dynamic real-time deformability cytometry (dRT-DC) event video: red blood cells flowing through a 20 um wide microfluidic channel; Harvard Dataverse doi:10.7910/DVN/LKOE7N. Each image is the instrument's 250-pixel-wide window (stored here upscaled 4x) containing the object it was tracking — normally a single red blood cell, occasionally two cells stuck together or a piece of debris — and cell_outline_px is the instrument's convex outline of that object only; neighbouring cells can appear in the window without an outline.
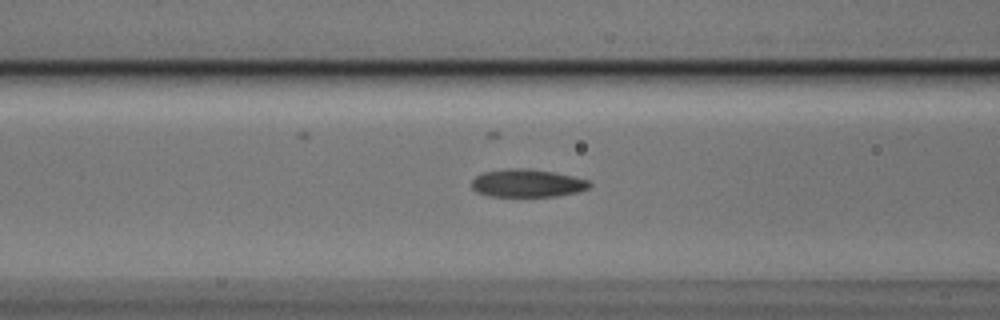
{"species": "Egyptian fruit bat (a non-hibernating species)", "species_latin": "Rousettus aegyptiacus", "temperature_condition": "cold", "stored_images_in_passage": 38, "camera_frame_rate_fps": 3000, "um_per_image_px": 0.085, "animal": {"sex": "male"}, "frame": {"image": 1, "passage_image": 6, "time_ms": 1.667, "image_size_px": [1000, 320], "cell_outline_px": [[592, 184], [588, 188], [576, 192], [556, 196], [492, 196], [476, 192], [472, 188], [472, 180], [476, 176], [484, 172], [508, 168], [528, 168], [552, 172], [572, 176], [588, 180]], "centroid_in_image_um": [44.8, 15.56], "position_along_channel_um": 121.8, "area_um2": 19.02}}
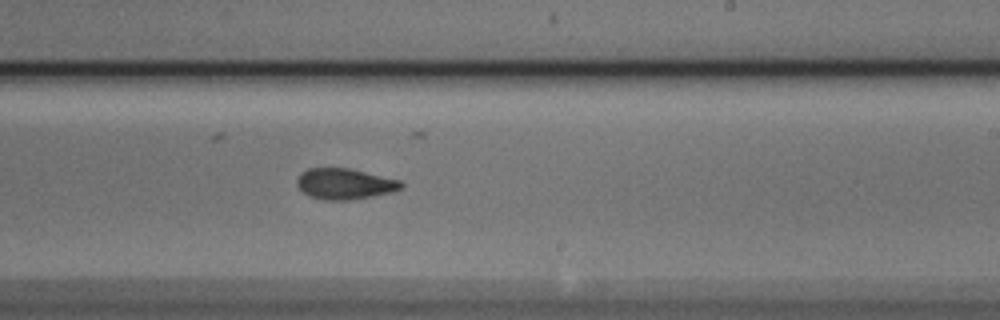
{"frame": {"image": 2, "passage_image": 17, "time_ms": 5.333, "image_size_px": [1000, 320], "cell_outline_px": [[404, 188], [392, 192], [372, 196], [348, 200], [324, 200], [308, 196], [296, 184], [296, 180], [300, 172], [308, 168], [348, 168], [400, 180], [404, 184]], "centroid_in_image_um": [29.29, 15.63], "position_along_channel_um": 259.7, "area_um2": 18.79}}
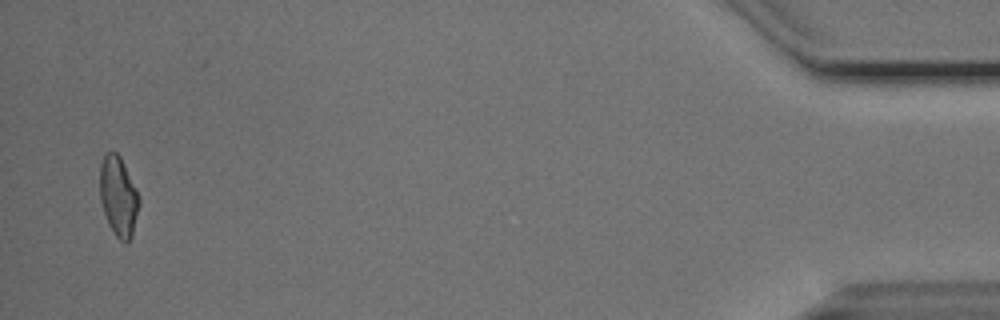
{"frame": {"image": 3, "passage_image": 37, "time_ms": 12.0, "image_size_px": [1000, 320], "cell_outline_px": [[140, 204], [132, 236], [128, 244], [124, 244], [116, 236], [108, 224], [100, 200], [100, 164], [104, 156], [108, 152], [116, 152], [120, 156], [136, 188], [140, 200]], "centroid_in_image_um": [10.07, 16.73], "position_along_channel_um": 425.1, "area_um2": 18.32}, "authors_computed_cell_mechanics": {"area_um2": 18.6116, "velocity_mm_per_s": 3.7687, "shape_relaxation_time_tau1_ms": 3.9211, "shape_relaxation_time_tau2_ms": 2.1596, "deformation_change_tau1": 0.1564, "deformation_change_tau2": 0.0893}}